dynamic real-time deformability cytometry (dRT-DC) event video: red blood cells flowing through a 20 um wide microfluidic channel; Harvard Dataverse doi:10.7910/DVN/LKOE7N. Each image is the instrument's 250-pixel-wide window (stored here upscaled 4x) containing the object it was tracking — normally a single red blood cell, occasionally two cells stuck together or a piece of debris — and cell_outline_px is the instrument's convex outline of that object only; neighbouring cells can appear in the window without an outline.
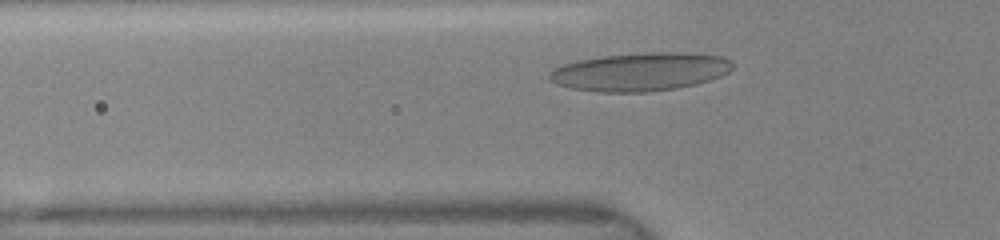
{"species": "human", "species_latin": "Homo sapiens", "temperature_condition": "room temperature", "stored_images_in_passage": 57, "camera_frame_rate_fps": 3000, "um_per_image_px": 0.085, "donor": {"sex": "female"}, "frame": {"image": 1, "passage_image": 5, "time_ms": 1.333, "image_size_px": [1000, 240], "cell_outline_px": [[732, 68], [728, 72], [720, 76], [696, 84], [676, 88], [644, 92], [596, 92], [572, 88], [556, 84], [548, 76], [556, 68], [564, 64], [580, 60], [604, 56], [652, 52], [684, 52], [724, 56], [732, 60]], "centroid_in_image_um": [54.47, 6.1], "position_along_channel_um": 71.3, "area_um2": 40.58}}
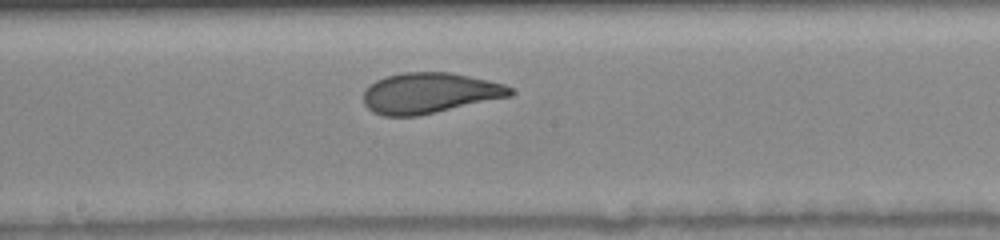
{"frame": {"image": 2, "passage_image": 22, "time_ms": 4.667, "image_size_px": [1000, 240], "cell_outline_px": [[516, 92], [512, 96], [420, 116], [384, 116], [372, 112], [364, 104], [364, 92], [376, 80], [384, 76], [400, 72], [448, 72], [488, 80], [504, 84], [512, 88]], "centroid_in_image_um": [36.53, 7.91], "position_along_channel_um": 211.7, "area_um2": 34.97}}
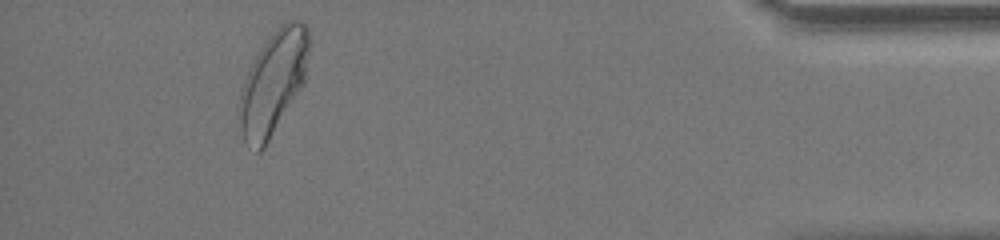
{"frame": {"image": 3, "passage_image": 54, "time_ms": 10.667, "image_size_px": [1000, 240], "cell_outline_px": [[308, 52], [304, 84], [264, 148], [260, 152], [256, 152], [244, 140], [240, 128], [240, 88], [256, 56], [264, 44], [276, 28], [280, 24], [288, 20], [300, 20], [308, 28]], "centroid_in_image_um": [23.23, 7.03], "position_along_channel_um": 412.0, "area_um2": 41.27}}